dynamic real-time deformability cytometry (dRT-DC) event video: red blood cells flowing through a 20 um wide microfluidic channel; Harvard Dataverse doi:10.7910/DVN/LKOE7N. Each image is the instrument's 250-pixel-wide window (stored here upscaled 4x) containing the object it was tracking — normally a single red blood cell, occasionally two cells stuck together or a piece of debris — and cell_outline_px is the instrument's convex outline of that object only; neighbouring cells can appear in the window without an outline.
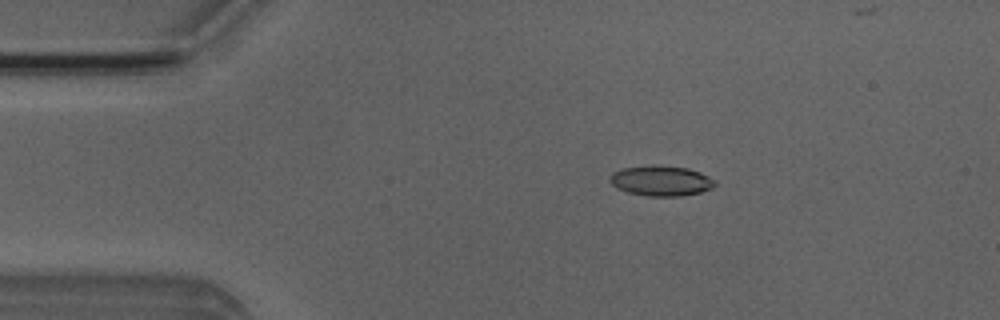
{"species": "Egyptian fruit bat (a non-hibernating species)", "species_latin": "Rousettus aegyptiacus", "temperature_condition": "room temperature", "stored_images_in_passage": 22, "camera_frame_rate_fps": 3000, "um_per_image_px": 0.085, "animal": {"sex": "male"}, "frame": {"image": 1, "passage_image": 3, "time_ms": 0.667, "image_size_px": [1000, 320], "cell_outline_px": [[716, 184], [712, 188], [700, 192], [680, 196], [644, 196], [628, 192], [616, 188], [608, 180], [612, 172], [620, 168], [652, 164], [656, 164], [688, 168], [700, 172], [716, 180]], "centroid_in_image_um": [56.16, 15.35], "position_along_channel_um": 28.8, "area_um2": 18.9}}
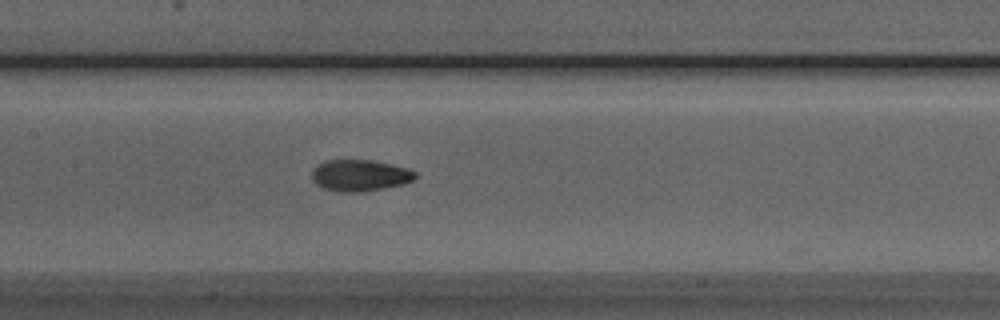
{"frame": {"image": 2, "passage_image": 18, "time_ms": 5.667, "image_size_px": [1000, 320], "cell_outline_px": [[416, 176], [412, 180], [404, 184], [364, 192], [344, 192], [324, 188], [316, 184], [312, 180], [312, 172], [320, 164], [328, 160], [372, 160], [392, 164], [408, 168], [416, 172]], "centroid_in_image_um": [30.63, 14.91], "position_along_channel_um": 176.8, "area_um2": 18.84}}
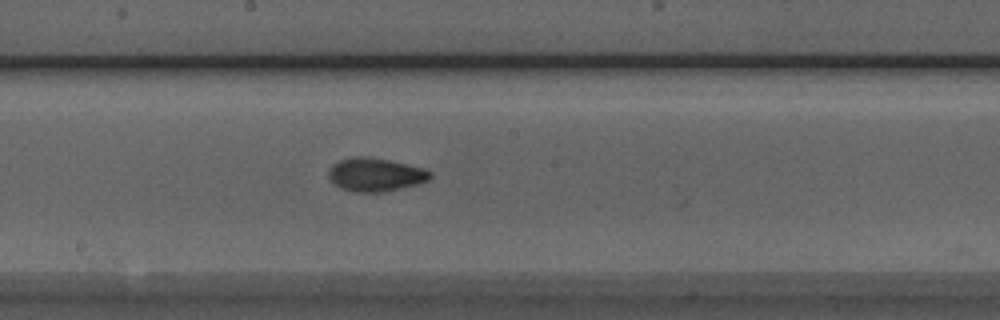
{"frame": {"image": 3, "passage_image": 21, "time_ms": 6.667, "image_size_px": [1000, 320], "cell_outline_px": [[432, 176], [428, 180], [416, 184], [384, 192], [352, 192], [340, 188], [328, 176], [328, 168], [332, 164], [340, 160], [352, 156], [368, 156], [388, 160], [424, 168], [432, 172]], "centroid_in_image_um": [31.88, 14.83], "position_along_channel_um": 216.3, "area_um2": 19.83}}